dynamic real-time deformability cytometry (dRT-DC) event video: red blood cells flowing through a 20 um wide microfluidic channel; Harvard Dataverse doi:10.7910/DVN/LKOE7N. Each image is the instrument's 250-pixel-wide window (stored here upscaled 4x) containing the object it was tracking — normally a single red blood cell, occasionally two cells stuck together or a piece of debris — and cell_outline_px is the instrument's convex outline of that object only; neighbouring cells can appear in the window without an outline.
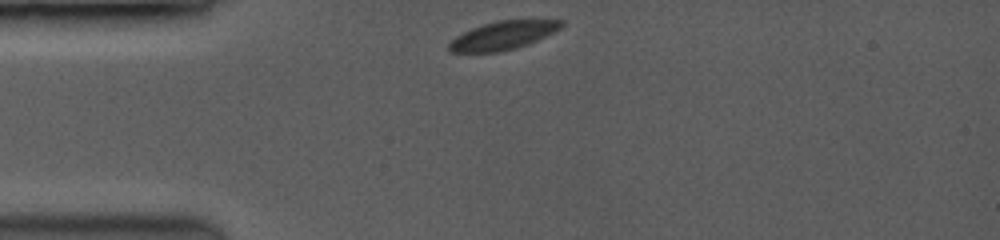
{"species": "common noctule bat (a hibernating species)", "species_latin": "Nyctalus noctula", "temperature_condition": "room temperature", "stored_images_in_passage": 61, "camera_frame_rate_fps": 3500, "um_per_image_px": 0.085, "animal": {"sex": "female", "body_mass_g": 19.0, "forearm_length_mm": 53.3}, "frame": {"image": 1, "passage_image": 1, "time_ms": 0.0, "image_size_px": [1000, 240], "cell_outline_px": [[564, 24], [560, 28], [536, 40], [516, 48], [496, 52], [452, 52], [448, 48], [448, 44], [456, 36], [472, 28], [496, 20], [528, 16], [564, 20]], "centroid_in_image_um": [42.85, 2.93], "position_along_channel_um": 42.2, "area_um2": 19.19}}
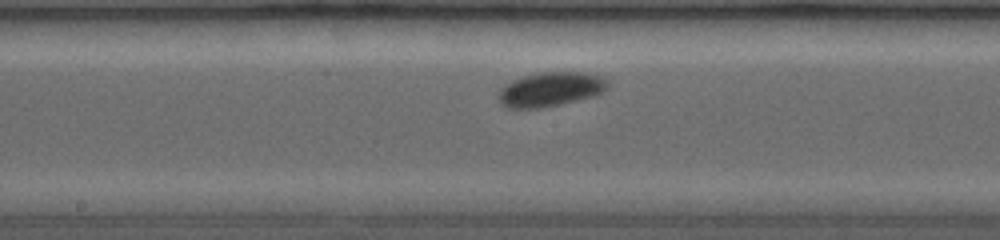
{"frame": {"image": 2, "passage_image": 29, "time_ms": 4.571, "image_size_px": [1000, 240], "cell_outline_px": [[608, 88], [600, 92], [588, 96], [556, 104], [536, 108], [512, 108], [504, 104], [500, 100], [500, 88], [504, 84], [512, 80], [536, 72], [584, 72], [600, 76], [608, 80]], "centroid_in_image_um": [46.77, 7.55], "position_along_channel_um": 201.4, "area_um2": 21.15}}
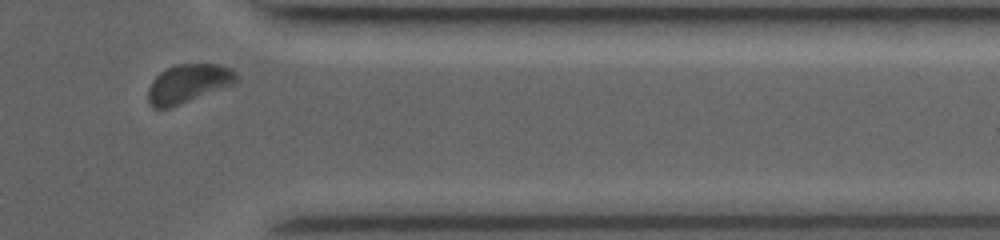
{"frame": {"image": 3, "passage_image": 58, "time_ms": 9.429, "image_size_px": [1000, 240], "cell_outline_px": [[236, 80], [228, 84], [180, 104], [168, 108], [152, 108], [148, 104], [148, 88], [152, 80], [160, 72], [176, 64], [216, 64], [228, 68], [236, 72]], "centroid_in_image_um": [15.88, 7.09], "position_along_channel_um": 395.5, "area_um2": 19.13}, "authors_computed_cell_mechanics": {"area_um2": 19.652, "velocity_mm_per_s": 4.0058, "shape_relaxation_time_tau1_ms": 1.9128, "shape_relaxation_time_tau2_ms": null, "deformation_change_tau1": 0.0844, "deformation_change_tau2": null}}